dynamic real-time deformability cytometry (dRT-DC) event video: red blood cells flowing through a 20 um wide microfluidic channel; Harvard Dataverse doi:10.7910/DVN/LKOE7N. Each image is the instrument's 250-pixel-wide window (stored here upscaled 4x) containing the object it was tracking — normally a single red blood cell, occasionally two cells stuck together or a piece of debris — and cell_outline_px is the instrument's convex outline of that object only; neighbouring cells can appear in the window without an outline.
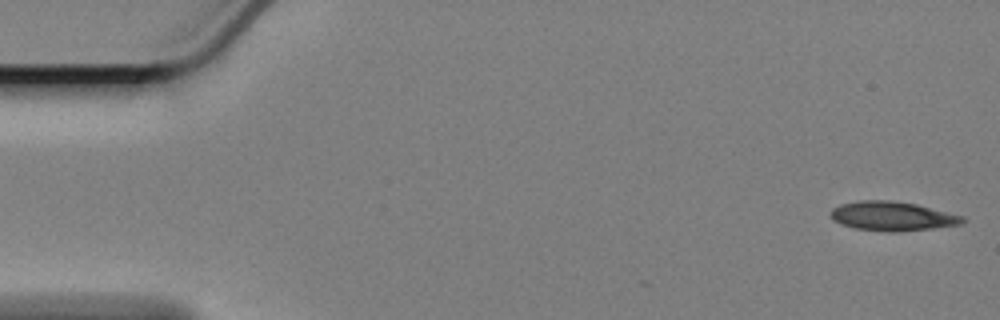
{"species": "Egyptian fruit bat (a non-hibernating species)", "species_latin": "Rousettus aegyptiacus", "temperature_condition": "cold", "stored_images_in_passage": 9, "camera_frame_rate_fps": 3000, "um_per_image_px": 0.085, "animal": {"sex": "female"}, "frame": {"image": 1, "passage_image": 1, "time_ms": 0.0, "image_size_px": [1000, 320], "cell_outline_px": [[968, 220], [960, 224], [932, 228], [896, 232], [888, 232], [856, 228], [840, 224], [832, 220], [832, 208], [840, 204], [860, 200], [888, 200], [916, 204], [964, 216]], "centroid_in_image_um": [75.85, 18.37], "position_along_channel_um": 9.1, "area_um2": 22.37}}